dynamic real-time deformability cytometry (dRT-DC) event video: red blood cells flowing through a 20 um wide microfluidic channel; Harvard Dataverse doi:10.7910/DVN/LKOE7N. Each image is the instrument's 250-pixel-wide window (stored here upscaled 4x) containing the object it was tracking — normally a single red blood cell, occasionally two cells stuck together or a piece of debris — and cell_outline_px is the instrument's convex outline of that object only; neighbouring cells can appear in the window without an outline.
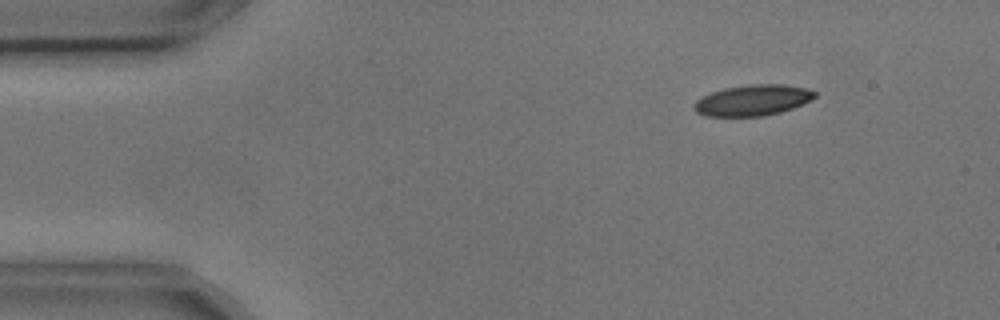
{"species": "common noctule bat (a hibernating species)", "species_latin": "Nyctalus noctula", "temperature_condition": "cold", "stored_images_in_passage": 4, "camera_frame_rate_fps": 3000, "um_per_image_px": 0.085, "animal": {"sex": "male", "body_mass_g": 17.9, "forearm_length_mm": 54.2}, "frame": {"image": 1, "passage_image": 2, "time_ms": 0.333, "image_size_px": [1000, 320], "cell_outline_px": [[816, 96], [804, 104], [780, 112], [764, 116], [704, 116], [696, 112], [692, 108], [692, 104], [696, 100], [712, 92], [724, 88], [752, 84], [784, 84], [804, 88], [816, 92]], "centroid_in_image_um": [63.95, 8.53], "position_along_channel_um": 21.0, "area_um2": 21.73}}